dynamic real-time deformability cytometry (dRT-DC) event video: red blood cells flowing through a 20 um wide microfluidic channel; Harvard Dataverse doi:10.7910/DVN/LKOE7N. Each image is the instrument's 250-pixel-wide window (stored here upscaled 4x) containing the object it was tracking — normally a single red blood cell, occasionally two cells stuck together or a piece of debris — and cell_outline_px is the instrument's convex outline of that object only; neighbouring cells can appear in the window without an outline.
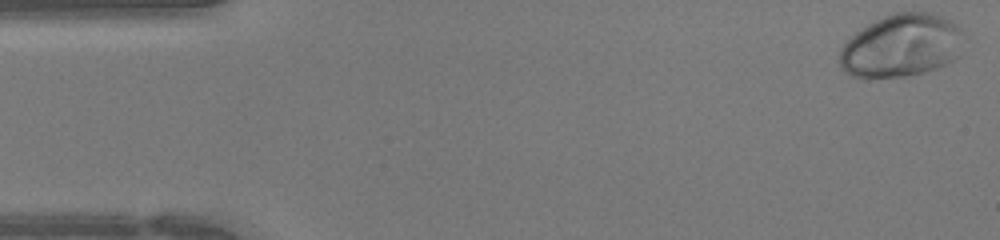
{"species": "human", "species_latin": "Homo sapiens", "temperature_condition": "warm", "stored_images_in_passage": 44, "camera_frame_rate_fps": 3000, "um_per_image_px": 0.085, "donor": {"sex": "female"}, "frame": {"image": 1, "passage_image": 1, "time_ms": 0.0, "image_size_px": [1000, 240], "cell_outline_px": [[968, 36], [960, 56], [936, 68], [924, 72], [904, 76], [868, 80], [864, 80], [852, 76], [840, 68], [840, 48], [856, 32], [868, 24], [884, 16], [896, 12], [932, 12], [952, 20]], "centroid_in_image_um": [76.67, 3.9], "position_along_channel_um": 8.3, "area_um2": 46.53}}
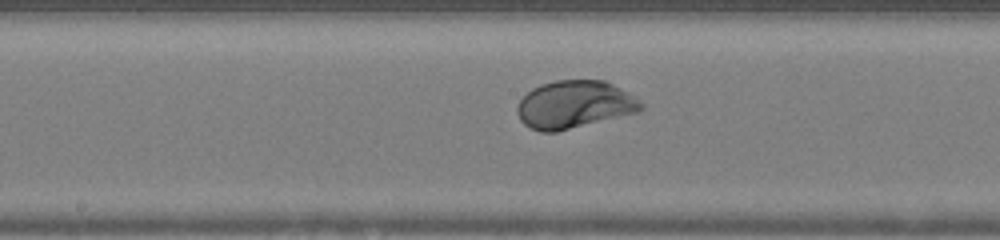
{"frame": {"image": 2, "passage_image": 22, "time_ms": 7.0, "image_size_px": [1000, 240], "cell_outline_px": [[644, 108], [636, 112], [556, 132], [540, 132], [524, 124], [520, 120], [516, 112], [516, 108], [520, 100], [532, 88], [540, 84], [556, 80], [604, 80], [628, 92], [644, 104]], "centroid_in_image_um": [48.79, 8.88], "position_along_channel_um": 199.4, "area_um2": 34.22}}
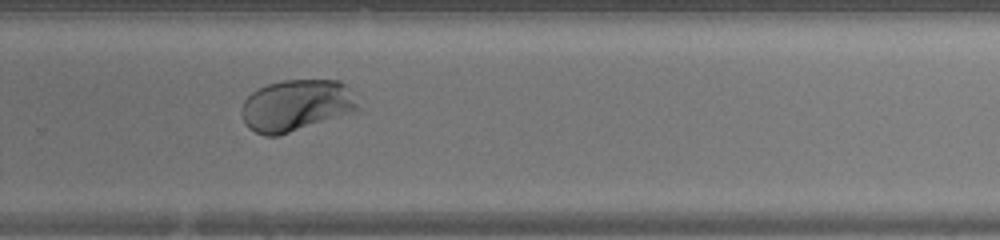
{"frame": {"image": 3, "passage_image": 29, "time_ms": 9.333, "image_size_px": [1000, 240], "cell_outline_px": [[360, 108], [356, 112], [276, 136], [264, 136], [248, 128], [244, 124], [240, 112], [240, 108], [244, 100], [252, 92], [268, 84], [284, 80], [340, 80], [348, 88]], "centroid_in_image_um": [25.15, 8.97], "position_along_channel_um": 304.6, "area_um2": 35.03}}